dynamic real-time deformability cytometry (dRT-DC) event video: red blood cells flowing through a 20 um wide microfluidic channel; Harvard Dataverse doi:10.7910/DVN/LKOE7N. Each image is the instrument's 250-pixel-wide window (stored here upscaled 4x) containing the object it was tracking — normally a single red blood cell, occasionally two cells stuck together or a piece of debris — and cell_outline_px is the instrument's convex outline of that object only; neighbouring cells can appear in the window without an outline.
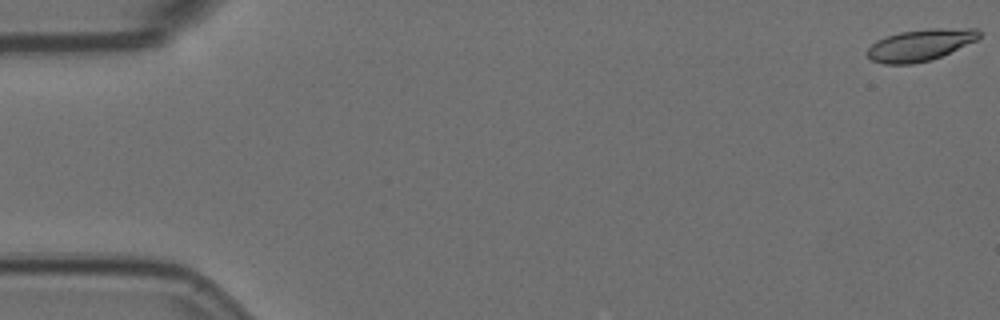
{"species": "Egyptian fruit bat (a non-hibernating species)", "species_latin": "Rousettus aegyptiacus", "temperature_condition": "room temperature", "stored_images_in_passage": 13, "camera_frame_rate_fps": 3000, "um_per_image_px": 0.085, "animal": {"sex": "female"}, "frame": {"image": 1, "passage_image": 1, "time_ms": 0.0, "image_size_px": [1000, 320], "cell_outline_px": [[980, 36], [976, 40], [940, 56], [928, 60], [912, 64], [884, 64], [872, 60], [864, 52], [876, 40], [900, 32], [932, 28], [976, 28], [980, 32]], "centroid_in_image_um": [78.19, 3.82], "position_along_channel_um": 6.8, "area_um2": 20.4}}
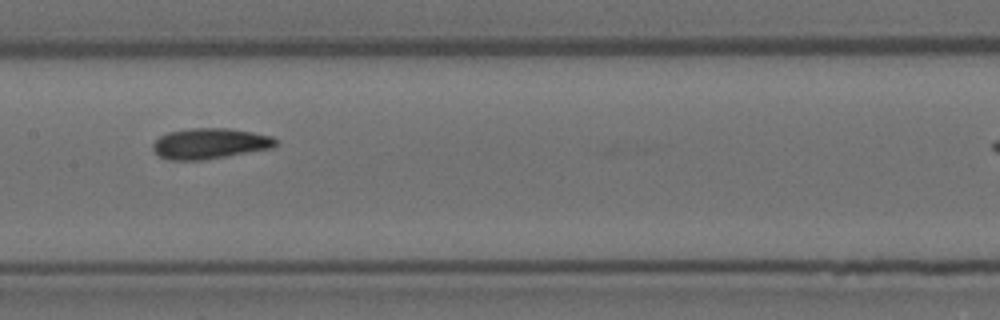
{"frame": {"image": 2, "passage_image": 8, "time_ms": 2.333, "image_size_px": [1000, 320], "cell_outline_px": [[276, 144], [272, 148], [204, 160], [172, 160], [160, 156], [152, 148], [152, 144], [160, 136], [168, 132], [188, 128], [228, 128], [252, 132], [272, 136], [276, 140]], "centroid_in_image_um": [17.83, 12.19], "position_along_channel_um": 189.6, "area_um2": 21.85}}
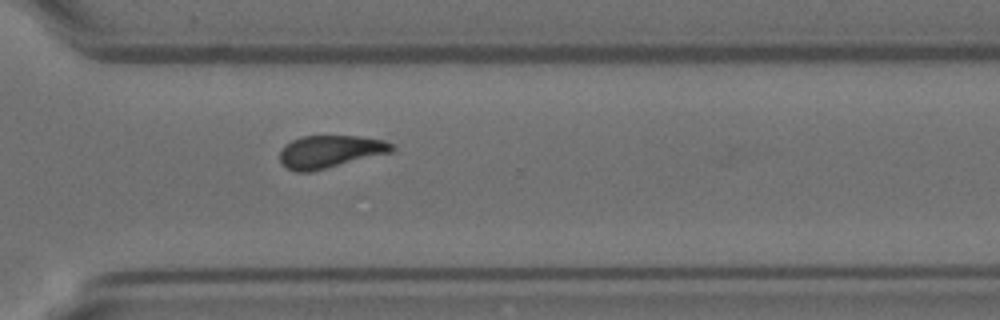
{"frame": {"image": 3, "passage_image": 12, "time_ms": 3.667, "image_size_px": [1000, 320], "cell_outline_px": [[392, 152], [312, 172], [296, 172], [280, 164], [280, 152], [284, 144], [300, 136], [360, 136], [380, 140], [392, 144]], "centroid_in_image_um": [27.99, 12.89], "position_along_channel_um": 342.6, "area_um2": 21.27}}